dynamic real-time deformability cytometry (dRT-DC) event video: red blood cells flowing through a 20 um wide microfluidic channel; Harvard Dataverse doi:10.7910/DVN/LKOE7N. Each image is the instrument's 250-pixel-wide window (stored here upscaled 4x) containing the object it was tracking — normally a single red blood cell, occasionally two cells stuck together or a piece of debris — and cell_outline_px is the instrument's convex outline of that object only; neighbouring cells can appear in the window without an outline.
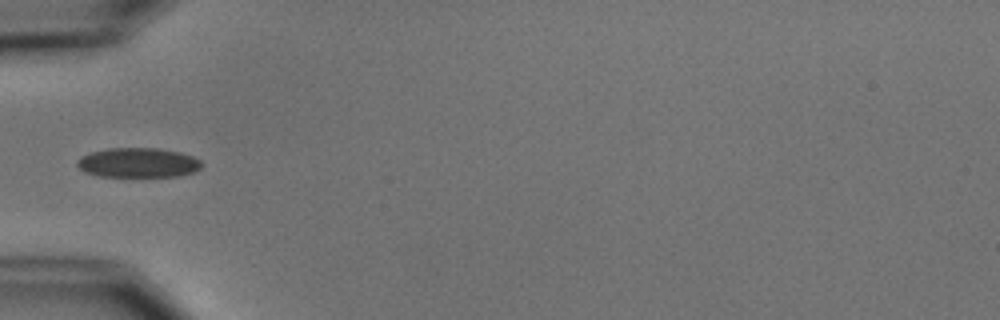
{"species": "common noctule bat (a hibernating species)", "species_latin": "Nyctalus noctula", "temperature_condition": "cold", "stored_images_in_passage": 8, "camera_frame_rate_fps": 3000, "um_per_image_px": 0.085, "animal": {"sex": "male", "body_mass_g": 15.6}, "frame": {"image": 1, "passage_image": 5, "time_ms": 5.667, "image_size_px": [1000, 320], "cell_outline_px": [[204, 164], [196, 172], [176, 176], [100, 176], [84, 172], [76, 164], [76, 160], [80, 156], [92, 152], [108, 148], [160, 148], [180, 152], [192, 156], [200, 160]], "centroid_in_image_um": [11.75, 13.82], "position_along_channel_um": 73.2, "area_um2": 21.62}}
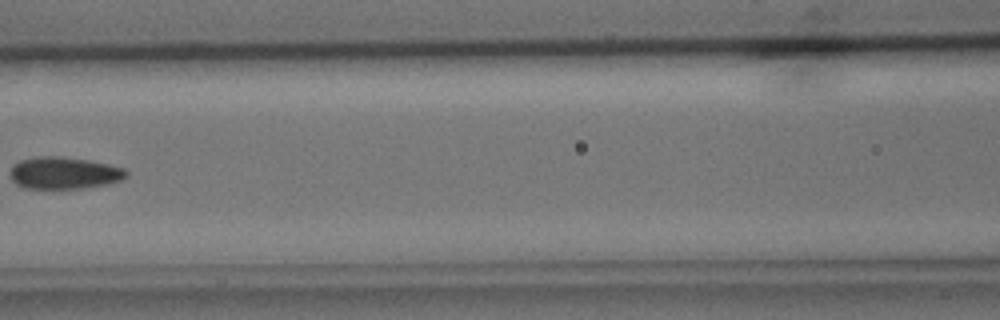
{"frame": {"image": 2, "passage_image": 7, "time_ms": 8.0, "image_size_px": [1000, 320], "cell_outline_px": [[128, 176], [120, 180], [108, 184], [84, 188], [24, 188], [16, 184], [12, 180], [12, 164], [20, 160], [36, 156], [56, 156], [88, 160], [108, 164], [124, 168], [128, 172]], "centroid_in_image_um": [5.46, 14.7], "position_along_channel_um": 161.1, "area_um2": 21.62}}
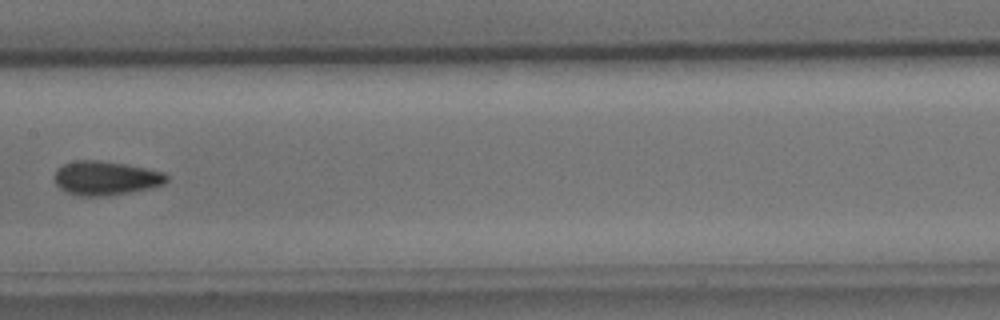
{"frame": {"image": 3, "passage_image": 8, "time_ms": 9.0, "image_size_px": [1000, 320], "cell_outline_px": [[168, 180], [164, 184], [148, 188], [128, 192], [96, 196], [80, 196], [68, 192], [60, 188], [56, 184], [52, 176], [56, 168], [64, 164], [76, 160], [96, 160], [124, 164], [164, 172], [168, 176]], "centroid_in_image_um": [8.93, 15.12], "position_along_channel_um": 198.5, "area_um2": 22.02}}